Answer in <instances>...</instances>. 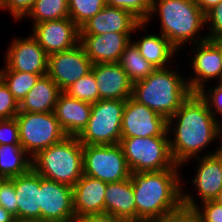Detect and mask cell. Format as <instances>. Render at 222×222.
Instances as JSON below:
<instances>
[{"instance_id":"1","label":"cell","mask_w":222,"mask_h":222,"mask_svg":"<svg viewBox=\"0 0 222 222\" xmlns=\"http://www.w3.org/2000/svg\"><path fill=\"white\" fill-rule=\"evenodd\" d=\"M209 111L206 102L198 93H192L182 106L168 119L170 152L177 165H183L192 157H198L207 145L220 138L222 124ZM176 121V122H175ZM174 123V129L172 128Z\"/></svg>"},{"instance_id":"2","label":"cell","mask_w":222,"mask_h":222,"mask_svg":"<svg viewBox=\"0 0 222 222\" xmlns=\"http://www.w3.org/2000/svg\"><path fill=\"white\" fill-rule=\"evenodd\" d=\"M179 169L131 172L136 221L157 222L182 205Z\"/></svg>"},{"instance_id":"3","label":"cell","mask_w":222,"mask_h":222,"mask_svg":"<svg viewBox=\"0 0 222 222\" xmlns=\"http://www.w3.org/2000/svg\"><path fill=\"white\" fill-rule=\"evenodd\" d=\"M193 92L180 73L157 68L148 77L133 83L132 98L164 116L167 120Z\"/></svg>"},{"instance_id":"4","label":"cell","mask_w":222,"mask_h":222,"mask_svg":"<svg viewBox=\"0 0 222 222\" xmlns=\"http://www.w3.org/2000/svg\"><path fill=\"white\" fill-rule=\"evenodd\" d=\"M157 13L160 17L161 34L178 50L185 42L196 44L208 40L206 34L204 37L198 35L205 26V14L195 0H152L151 12L145 23Z\"/></svg>"},{"instance_id":"5","label":"cell","mask_w":222,"mask_h":222,"mask_svg":"<svg viewBox=\"0 0 222 222\" xmlns=\"http://www.w3.org/2000/svg\"><path fill=\"white\" fill-rule=\"evenodd\" d=\"M32 169L45 179L73 187L83 175V145L77 136H66L32 157Z\"/></svg>"},{"instance_id":"6","label":"cell","mask_w":222,"mask_h":222,"mask_svg":"<svg viewBox=\"0 0 222 222\" xmlns=\"http://www.w3.org/2000/svg\"><path fill=\"white\" fill-rule=\"evenodd\" d=\"M169 136L121 138L120 145L131 172L181 169L170 152Z\"/></svg>"},{"instance_id":"7","label":"cell","mask_w":222,"mask_h":222,"mask_svg":"<svg viewBox=\"0 0 222 222\" xmlns=\"http://www.w3.org/2000/svg\"><path fill=\"white\" fill-rule=\"evenodd\" d=\"M126 100H99L92 104L87 127L78 136L82 145H115L121 140Z\"/></svg>"},{"instance_id":"8","label":"cell","mask_w":222,"mask_h":222,"mask_svg":"<svg viewBox=\"0 0 222 222\" xmlns=\"http://www.w3.org/2000/svg\"><path fill=\"white\" fill-rule=\"evenodd\" d=\"M15 118L19 127L20 144L31 158L67 136L54 112H19Z\"/></svg>"},{"instance_id":"9","label":"cell","mask_w":222,"mask_h":222,"mask_svg":"<svg viewBox=\"0 0 222 222\" xmlns=\"http://www.w3.org/2000/svg\"><path fill=\"white\" fill-rule=\"evenodd\" d=\"M83 174L112 183L130 178L131 170L120 144L83 145Z\"/></svg>"},{"instance_id":"10","label":"cell","mask_w":222,"mask_h":222,"mask_svg":"<svg viewBox=\"0 0 222 222\" xmlns=\"http://www.w3.org/2000/svg\"><path fill=\"white\" fill-rule=\"evenodd\" d=\"M168 120L140 104L132 97L126 99L122 117L121 138L169 136Z\"/></svg>"},{"instance_id":"11","label":"cell","mask_w":222,"mask_h":222,"mask_svg":"<svg viewBox=\"0 0 222 222\" xmlns=\"http://www.w3.org/2000/svg\"><path fill=\"white\" fill-rule=\"evenodd\" d=\"M93 63L78 44L66 51L48 55L47 75L64 92L78 79L91 72Z\"/></svg>"},{"instance_id":"12","label":"cell","mask_w":222,"mask_h":222,"mask_svg":"<svg viewBox=\"0 0 222 222\" xmlns=\"http://www.w3.org/2000/svg\"><path fill=\"white\" fill-rule=\"evenodd\" d=\"M41 219L48 222H77L73 210V188L40 175Z\"/></svg>"},{"instance_id":"13","label":"cell","mask_w":222,"mask_h":222,"mask_svg":"<svg viewBox=\"0 0 222 222\" xmlns=\"http://www.w3.org/2000/svg\"><path fill=\"white\" fill-rule=\"evenodd\" d=\"M32 36L50 55L74 48L80 41V28L68 18L32 25Z\"/></svg>"},{"instance_id":"14","label":"cell","mask_w":222,"mask_h":222,"mask_svg":"<svg viewBox=\"0 0 222 222\" xmlns=\"http://www.w3.org/2000/svg\"><path fill=\"white\" fill-rule=\"evenodd\" d=\"M6 52L4 69L46 75L48 71V54L32 36L14 39Z\"/></svg>"},{"instance_id":"15","label":"cell","mask_w":222,"mask_h":222,"mask_svg":"<svg viewBox=\"0 0 222 222\" xmlns=\"http://www.w3.org/2000/svg\"><path fill=\"white\" fill-rule=\"evenodd\" d=\"M193 49L196 53L189 64L193 67L195 76L188 79L190 90L193 93L200 91L204 84L212 78L222 82V54L221 49L211 40L196 43Z\"/></svg>"},{"instance_id":"16","label":"cell","mask_w":222,"mask_h":222,"mask_svg":"<svg viewBox=\"0 0 222 222\" xmlns=\"http://www.w3.org/2000/svg\"><path fill=\"white\" fill-rule=\"evenodd\" d=\"M146 23H141L130 12L105 5L94 17L80 27V35H101L108 32L133 33L146 30Z\"/></svg>"},{"instance_id":"17","label":"cell","mask_w":222,"mask_h":222,"mask_svg":"<svg viewBox=\"0 0 222 222\" xmlns=\"http://www.w3.org/2000/svg\"><path fill=\"white\" fill-rule=\"evenodd\" d=\"M131 33L108 32L101 35H80L79 44L93 64L118 62L131 43Z\"/></svg>"},{"instance_id":"18","label":"cell","mask_w":222,"mask_h":222,"mask_svg":"<svg viewBox=\"0 0 222 222\" xmlns=\"http://www.w3.org/2000/svg\"><path fill=\"white\" fill-rule=\"evenodd\" d=\"M99 100H126L132 97L133 83L118 62L93 64Z\"/></svg>"},{"instance_id":"19","label":"cell","mask_w":222,"mask_h":222,"mask_svg":"<svg viewBox=\"0 0 222 222\" xmlns=\"http://www.w3.org/2000/svg\"><path fill=\"white\" fill-rule=\"evenodd\" d=\"M73 188V210L78 222L86 215L105 212L107 183L83 174Z\"/></svg>"},{"instance_id":"20","label":"cell","mask_w":222,"mask_h":222,"mask_svg":"<svg viewBox=\"0 0 222 222\" xmlns=\"http://www.w3.org/2000/svg\"><path fill=\"white\" fill-rule=\"evenodd\" d=\"M199 162L192 182L198 190L200 202L214 200L222 190V142L213 153L197 157Z\"/></svg>"},{"instance_id":"21","label":"cell","mask_w":222,"mask_h":222,"mask_svg":"<svg viewBox=\"0 0 222 222\" xmlns=\"http://www.w3.org/2000/svg\"><path fill=\"white\" fill-rule=\"evenodd\" d=\"M92 104L71 98L62 92L56 102L54 113L67 136H79L87 127Z\"/></svg>"},{"instance_id":"22","label":"cell","mask_w":222,"mask_h":222,"mask_svg":"<svg viewBox=\"0 0 222 222\" xmlns=\"http://www.w3.org/2000/svg\"><path fill=\"white\" fill-rule=\"evenodd\" d=\"M10 179L15 187L17 218L41 219L40 175L31 169L26 174Z\"/></svg>"},{"instance_id":"23","label":"cell","mask_w":222,"mask_h":222,"mask_svg":"<svg viewBox=\"0 0 222 222\" xmlns=\"http://www.w3.org/2000/svg\"><path fill=\"white\" fill-rule=\"evenodd\" d=\"M104 201L106 213L123 221H136V203L131 178L107 183Z\"/></svg>"},{"instance_id":"24","label":"cell","mask_w":222,"mask_h":222,"mask_svg":"<svg viewBox=\"0 0 222 222\" xmlns=\"http://www.w3.org/2000/svg\"><path fill=\"white\" fill-rule=\"evenodd\" d=\"M61 93L58 85L47 74L40 76L35 86L19 103V112H54Z\"/></svg>"},{"instance_id":"25","label":"cell","mask_w":222,"mask_h":222,"mask_svg":"<svg viewBox=\"0 0 222 222\" xmlns=\"http://www.w3.org/2000/svg\"><path fill=\"white\" fill-rule=\"evenodd\" d=\"M140 54L156 69L169 67L170 59L178 49L162 34H146L137 42H133Z\"/></svg>"},{"instance_id":"26","label":"cell","mask_w":222,"mask_h":222,"mask_svg":"<svg viewBox=\"0 0 222 222\" xmlns=\"http://www.w3.org/2000/svg\"><path fill=\"white\" fill-rule=\"evenodd\" d=\"M31 169L32 158L21 144L0 145V175L10 179L26 174Z\"/></svg>"},{"instance_id":"27","label":"cell","mask_w":222,"mask_h":222,"mask_svg":"<svg viewBox=\"0 0 222 222\" xmlns=\"http://www.w3.org/2000/svg\"><path fill=\"white\" fill-rule=\"evenodd\" d=\"M118 63L132 83L145 79L156 69L140 54L132 41L124 49Z\"/></svg>"},{"instance_id":"28","label":"cell","mask_w":222,"mask_h":222,"mask_svg":"<svg viewBox=\"0 0 222 222\" xmlns=\"http://www.w3.org/2000/svg\"><path fill=\"white\" fill-rule=\"evenodd\" d=\"M34 23L59 20L69 17L68 0H36L26 17Z\"/></svg>"},{"instance_id":"29","label":"cell","mask_w":222,"mask_h":222,"mask_svg":"<svg viewBox=\"0 0 222 222\" xmlns=\"http://www.w3.org/2000/svg\"><path fill=\"white\" fill-rule=\"evenodd\" d=\"M40 76L13 70H0V79L5 83L14 98L20 103L26 94L35 86Z\"/></svg>"},{"instance_id":"30","label":"cell","mask_w":222,"mask_h":222,"mask_svg":"<svg viewBox=\"0 0 222 222\" xmlns=\"http://www.w3.org/2000/svg\"><path fill=\"white\" fill-rule=\"evenodd\" d=\"M105 5V0H68L69 17L80 28Z\"/></svg>"},{"instance_id":"31","label":"cell","mask_w":222,"mask_h":222,"mask_svg":"<svg viewBox=\"0 0 222 222\" xmlns=\"http://www.w3.org/2000/svg\"><path fill=\"white\" fill-rule=\"evenodd\" d=\"M182 189V205L186 208L194 209L200 219V222H222V205L214 200L201 202V207L190 193Z\"/></svg>"},{"instance_id":"32","label":"cell","mask_w":222,"mask_h":222,"mask_svg":"<svg viewBox=\"0 0 222 222\" xmlns=\"http://www.w3.org/2000/svg\"><path fill=\"white\" fill-rule=\"evenodd\" d=\"M64 93L71 98H75L90 104L99 101V92L93 72L78 79L74 84L68 87Z\"/></svg>"},{"instance_id":"33","label":"cell","mask_w":222,"mask_h":222,"mask_svg":"<svg viewBox=\"0 0 222 222\" xmlns=\"http://www.w3.org/2000/svg\"><path fill=\"white\" fill-rule=\"evenodd\" d=\"M105 3L130 12L141 23L147 21L152 7V0H105Z\"/></svg>"},{"instance_id":"34","label":"cell","mask_w":222,"mask_h":222,"mask_svg":"<svg viewBox=\"0 0 222 222\" xmlns=\"http://www.w3.org/2000/svg\"><path fill=\"white\" fill-rule=\"evenodd\" d=\"M19 113V103L0 79V120L14 118Z\"/></svg>"},{"instance_id":"35","label":"cell","mask_w":222,"mask_h":222,"mask_svg":"<svg viewBox=\"0 0 222 222\" xmlns=\"http://www.w3.org/2000/svg\"><path fill=\"white\" fill-rule=\"evenodd\" d=\"M205 86L198 91L199 96L206 102L209 111L215 117L216 114L222 119V82L217 83V87L205 90ZM214 106V107H213ZM215 108V109H214ZM222 124V121H221Z\"/></svg>"},{"instance_id":"36","label":"cell","mask_w":222,"mask_h":222,"mask_svg":"<svg viewBox=\"0 0 222 222\" xmlns=\"http://www.w3.org/2000/svg\"><path fill=\"white\" fill-rule=\"evenodd\" d=\"M210 24L208 40L222 39V1L205 14V24Z\"/></svg>"},{"instance_id":"37","label":"cell","mask_w":222,"mask_h":222,"mask_svg":"<svg viewBox=\"0 0 222 222\" xmlns=\"http://www.w3.org/2000/svg\"><path fill=\"white\" fill-rule=\"evenodd\" d=\"M0 205L17 219V200L11 179H6L0 187Z\"/></svg>"},{"instance_id":"38","label":"cell","mask_w":222,"mask_h":222,"mask_svg":"<svg viewBox=\"0 0 222 222\" xmlns=\"http://www.w3.org/2000/svg\"><path fill=\"white\" fill-rule=\"evenodd\" d=\"M20 144L19 127L16 118L0 120V145Z\"/></svg>"},{"instance_id":"39","label":"cell","mask_w":222,"mask_h":222,"mask_svg":"<svg viewBox=\"0 0 222 222\" xmlns=\"http://www.w3.org/2000/svg\"><path fill=\"white\" fill-rule=\"evenodd\" d=\"M36 0H2V10L10 11L16 21L24 18L32 9Z\"/></svg>"},{"instance_id":"40","label":"cell","mask_w":222,"mask_h":222,"mask_svg":"<svg viewBox=\"0 0 222 222\" xmlns=\"http://www.w3.org/2000/svg\"><path fill=\"white\" fill-rule=\"evenodd\" d=\"M157 222H200V219L194 209L182 206L177 211L166 215Z\"/></svg>"},{"instance_id":"41","label":"cell","mask_w":222,"mask_h":222,"mask_svg":"<svg viewBox=\"0 0 222 222\" xmlns=\"http://www.w3.org/2000/svg\"><path fill=\"white\" fill-rule=\"evenodd\" d=\"M78 222H123V220L116 216H113L110 213L104 212V213L86 215Z\"/></svg>"},{"instance_id":"42","label":"cell","mask_w":222,"mask_h":222,"mask_svg":"<svg viewBox=\"0 0 222 222\" xmlns=\"http://www.w3.org/2000/svg\"><path fill=\"white\" fill-rule=\"evenodd\" d=\"M222 0H195V3L206 14L210 9L215 7Z\"/></svg>"},{"instance_id":"43","label":"cell","mask_w":222,"mask_h":222,"mask_svg":"<svg viewBox=\"0 0 222 222\" xmlns=\"http://www.w3.org/2000/svg\"><path fill=\"white\" fill-rule=\"evenodd\" d=\"M15 217L0 205V222H14Z\"/></svg>"},{"instance_id":"44","label":"cell","mask_w":222,"mask_h":222,"mask_svg":"<svg viewBox=\"0 0 222 222\" xmlns=\"http://www.w3.org/2000/svg\"><path fill=\"white\" fill-rule=\"evenodd\" d=\"M14 222H48V221H43L42 219H20V218H17L14 220Z\"/></svg>"},{"instance_id":"45","label":"cell","mask_w":222,"mask_h":222,"mask_svg":"<svg viewBox=\"0 0 222 222\" xmlns=\"http://www.w3.org/2000/svg\"><path fill=\"white\" fill-rule=\"evenodd\" d=\"M218 204L222 205V190L219 192L217 197L214 199Z\"/></svg>"},{"instance_id":"46","label":"cell","mask_w":222,"mask_h":222,"mask_svg":"<svg viewBox=\"0 0 222 222\" xmlns=\"http://www.w3.org/2000/svg\"><path fill=\"white\" fill-rule=\"evenodd\" d=\"M213 42L221 49L222 54V39L214 40Z\"/></svg>"},{"instance_id":"47","label":"cell","mask_w":222,"mask_h":222,"mask_svg":"<svg viewBox=\"0 0 222 222\" xmlns=\"http://www.w3.org/2000/svg\"><path fill=\"white\" fill-rule=\"evenodd\" d=\"M6 179H7L6 177L0 175V187Z\"/></svg>"},{"instance_id":"48","label":"cell","mask_w":222,"mask_h":222,"mask_svg":"<svg viewBox=\"0 0 222 222\" xmlns=\"http://www.w3.org/2000/svg\"><path fill=\"white\" fill-rule=\"evenodd\" d=\"M123 222H143V221H123Z\"/></svg>"},{"instance_id":"49","label":"cell","mask_w":222,"mask_h":222,"mask_svg":"<svg viewBox=\"0 0 222 222\" xmlns=\"http://www.w3.org/2000/svg\"><path fill=\"white\" fill-rule=\"evenodd\" d=\"M0 9L2 10V0H0Z\"/></svg>"}]
</instances>
